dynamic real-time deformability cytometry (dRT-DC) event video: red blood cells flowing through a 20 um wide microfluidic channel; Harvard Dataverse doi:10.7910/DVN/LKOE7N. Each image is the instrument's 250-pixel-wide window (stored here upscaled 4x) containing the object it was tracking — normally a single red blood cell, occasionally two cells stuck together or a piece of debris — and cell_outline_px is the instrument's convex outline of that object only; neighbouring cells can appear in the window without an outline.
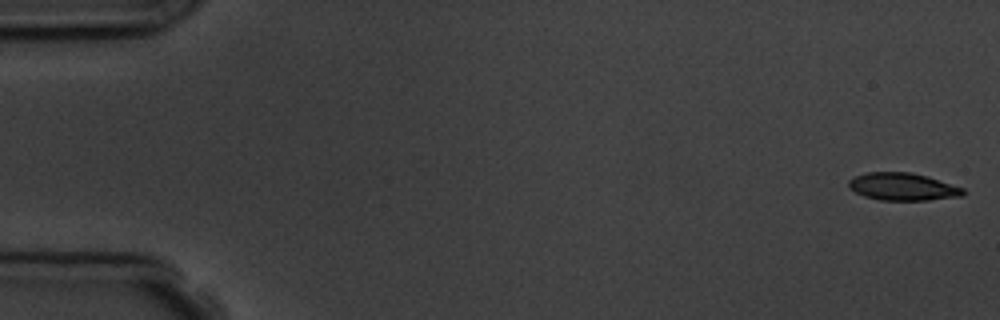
{"species": "common noctule bat (a hibernating species)", "species_latin": "Nyctalus noctula", "temperature_condition": "room temperature", "stored_images_in_passage": 6, "camera_frame_rate_fps": 3000, "um_per_image_px": 0.085, "animal": {"sex": "male", "body_mass_g": 19.5, "forearm_length_mm": 54.6}, "frame": {"image": 1, "passage_image": 1, "time_ms": 0.0, "image_size_px": [1000, 320], "cell_outline_px": [[968, 192], [964, 196], [928, 200], [880, 200], [864, 196], [848, 188], [848, 180], [856, 176], [868, 172], [912, 172], [928, 176], [964, 188]], "centroid_in_image_um": [76.77, 15.87], "position_along_channel_um": 8.2, "area_um2": 18.55}}
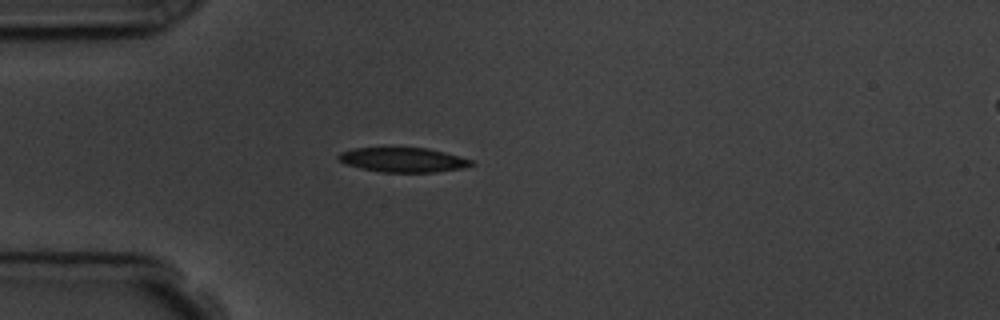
{"frame": {"image": 2, "passage_image": 5, "time_ms": 4.667, "image_size_px": [1000, 320], "cell_outline_px": [[476, 164], [460, 168], [436, 172], [380, 172], [348, 164], [340, 160], [336, 156], [340, 152], [352, 148], [428, 148], [476, 160]], "centroid_in_image_um": [34.32, 13.58], "position_along_channel_um": 50.7, "area_um2": 18.9}}